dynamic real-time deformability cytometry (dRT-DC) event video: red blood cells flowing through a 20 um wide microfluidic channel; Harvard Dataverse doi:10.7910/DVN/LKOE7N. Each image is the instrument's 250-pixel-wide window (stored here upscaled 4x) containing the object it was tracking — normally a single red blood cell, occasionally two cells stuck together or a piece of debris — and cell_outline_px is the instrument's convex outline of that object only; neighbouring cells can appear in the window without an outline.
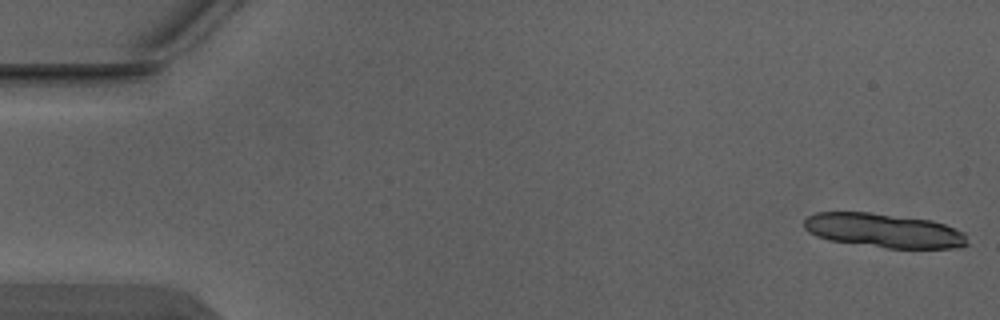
{"species": "Egyptian fruit bat (a non-hibernating species)", "species_latin": "Rousettus aegyptiacus", "temperature_condition": "warm", "stored_images_in_passage": 5, "camera_frame_rate_fps": 3000, "um_per_image_px": 0.085, "animal": {"sex": "male"}, "frame": {"image": 1, "passage_image": 1, "time_ms": 0.0, "image_size_px": [1000, 320], "cell_outline_px": [[968, 244], [960, 248], [888, 248], [828, 240], [816, 236], [808, 232], [804, 228], [804, 220], [808, 216], [816, 212], [868, 212], [932, 220], [944, 224], [964, 232]], "centroid_in_image_um": [75.12, 19.59], "position_along_channel_um": 9.9, "area_um2": 32.54}}